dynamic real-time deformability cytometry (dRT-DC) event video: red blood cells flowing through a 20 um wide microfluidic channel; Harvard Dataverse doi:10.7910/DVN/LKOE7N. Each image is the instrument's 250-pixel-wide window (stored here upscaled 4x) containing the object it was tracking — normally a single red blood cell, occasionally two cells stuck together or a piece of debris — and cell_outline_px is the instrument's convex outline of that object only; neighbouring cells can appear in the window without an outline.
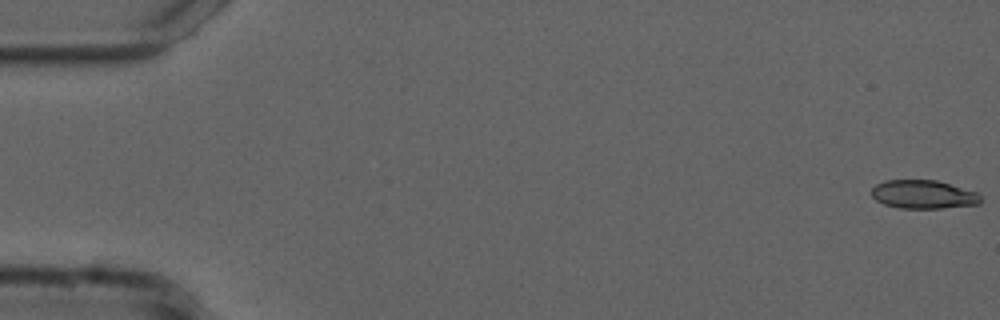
{"species": "common noctule bat (a hibernating species)", "species_latin": "Nyctalus noctula", "temperature_condition": "cold", "stored_images_in_passage": 55, "camera_frame_rate_fps": 3000, "um_per_image_px": 0.085, "animal": {"sex": "male", "forearm_length_mm": 52.5}, "frame": {"image": 1, "passage_image": 1, "time_ms": 0.0, "image_size_px": [1000, 320], "cell_outline_px": [[980, 204], [940, 208], [900, 208], [884, 204], [876, 200], [872, 196], [872, 188], [876, 184], [884, 180], [936, 180], [976, 192], [980, 196]], "centroid_in_image_um": [78.45, 16.52], "position_along_channel_um": 6.5, "area_um2": 17.98}}
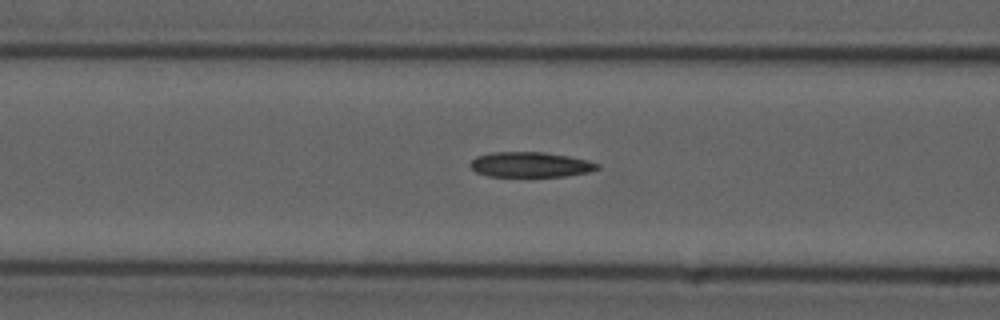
{"frame": {"image": 2, "passage_image": 22, "time_ms": 7.0, "image_size_px": [1000, 320], "cell_outline_px": [[600, 168], [588, 172], [568, 176], [488, 176], [476, 172], [468, 164], [476, 156], [492, 152], [544, 152], [568, 156], [588, 160], [600, 164]], "centroid_in_image_um": [45.09, 13.99], "position_along_channel_um": 121.5, "area_um2": 18.67}}
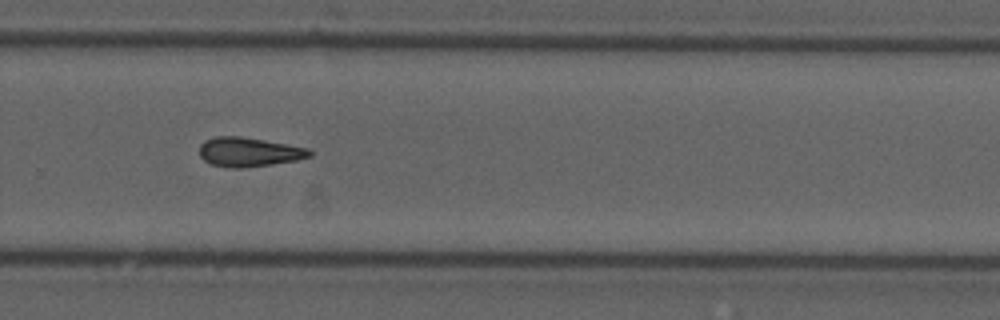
{"frame": {"image": 3, "passage_image": 37, "time_ms": 12.0, "image_size_px": [1000, 320], "cell_outline_px": [[312, 156], [296, 160], [272, 164], [240, 168], [228, 168], [212, 164], [204, 160], [200, 156], [200, 144], [204, 140], [216, 136], [240, 136], [264, 140], [308, 148], [312, 152]], "centroid_in_image_um": [21.14, 12.92], "position_along_channel_um": 308.7, "area_um2": 18.73}, "authors_computed_cell_mechanics": {"area_um2": 18.3804, "velocity_mm_per_s": 3.7495, "shape_relaxation_time_tau1_ms": 10.1411, "shape_relaxation_time_tau2_ms": null, "deformation_change_tau1": 0.1836, "deformation_change_tau2": null}}